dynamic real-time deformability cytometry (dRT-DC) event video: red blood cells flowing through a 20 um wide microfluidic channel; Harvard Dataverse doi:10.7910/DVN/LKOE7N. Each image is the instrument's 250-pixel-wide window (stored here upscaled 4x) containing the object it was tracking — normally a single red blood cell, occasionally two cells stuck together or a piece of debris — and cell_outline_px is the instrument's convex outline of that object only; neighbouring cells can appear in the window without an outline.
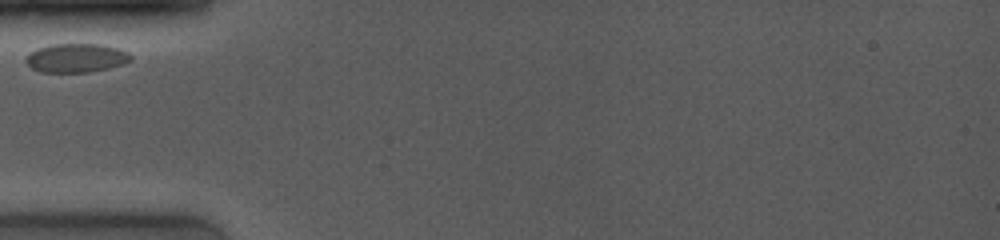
{"species": "common noctule bat (a hibernating species)", "species_latin": "Nyctalus noctula", "temperature_condition": "room temperature", "stored_images_in_passage": 16, "camera_frame_rate_fps": 4000, "um_per_image_px": 0.085, "animal": {"sex": "female", "body_mass_g": 19.0, "forearm_length_mm": 53.3}, "frame": {"image": 1, "passage_image": 1, "time_ms": 0.0, "image_size_px": [1000, 240], "cell_outline_px": [[132, 60], [108, 68], [88, 72], [40, 72], [32, 68], [24, 60], [24, 56], [28, 52], [36, 48], [52, 44], [104, 44], [128, 52], [132, 56]], "centroid_in_image_um": [6.42, 4.91], "position_along_channel_um": 78.6, "area_um2": 17.74}}
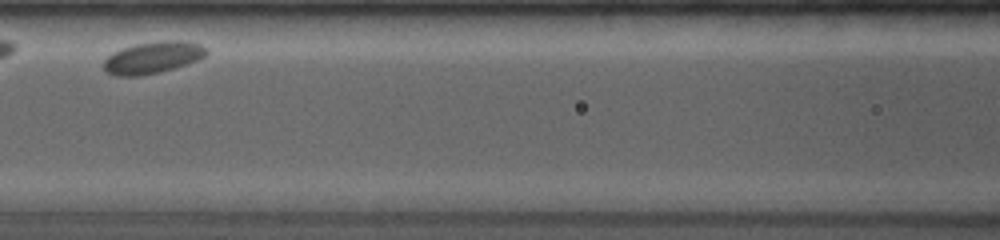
{"frame": {"image": 2, "passage_image": 5, "time_ms": 2.25, "image_size_px": [1000, 240], "cell_outline_px": [[208, 52], [204, 56], [188, 64], [160, 72], [140, 76], [116, 76], [108, 72], [100, 64], [112, 52], [120, 48], [136, 44], [160, 40], [180, 40], [200, 44], [208, 48]], "centroid_in_image_um": [12.97, 4.88], "position_along_channel_um": 153.6, "area_um2": 19.31}}
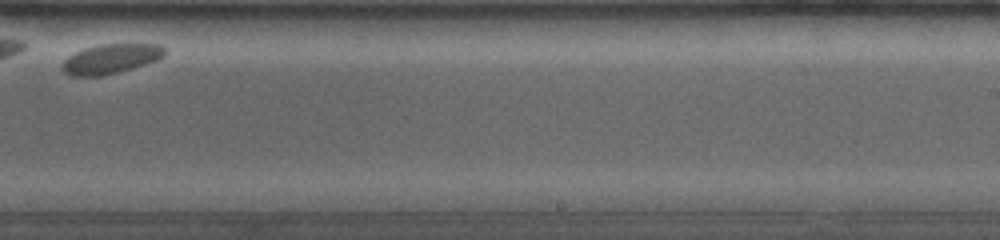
{"frame": {"image": 3, "passage_image": 12, "time_ms": 6.0, "image_size_px": [1000, 240], "cell_outline_px": [[168, 52], [164, 56], [156, 60], [132, 68], [100, 76], [72, 76], [64, 72], [60, 68], [64, 60], [68, 56], [84, 48], [100, 44], [160, 44]], "centroid_in_image_um": [9.41, 4.99], "position_along_channel_um": 279.6, "area_um2": 17.63}}